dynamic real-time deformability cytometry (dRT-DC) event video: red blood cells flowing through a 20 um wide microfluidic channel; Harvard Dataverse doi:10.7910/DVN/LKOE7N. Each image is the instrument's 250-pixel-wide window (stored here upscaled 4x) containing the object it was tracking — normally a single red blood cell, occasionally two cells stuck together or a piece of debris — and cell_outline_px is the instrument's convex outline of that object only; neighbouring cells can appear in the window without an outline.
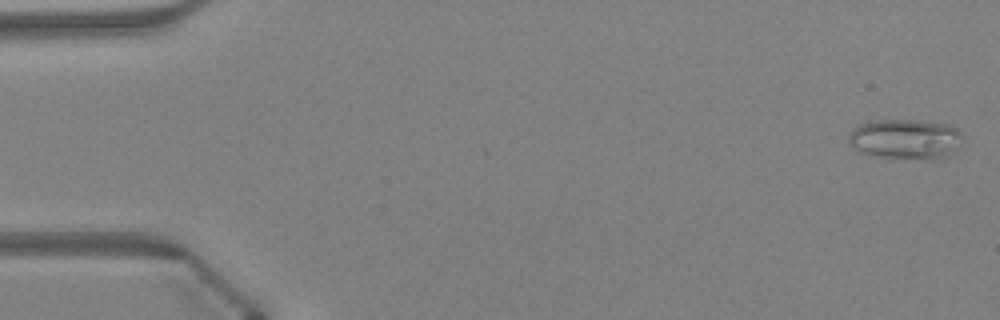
{"species": "Egyptian fruit bat (a non-hibernating species)", "species_latin": "Rousettus aegyptiacus", "temperature_condition": "warm", "stored_images_in_passage": 47, "camera_frame_rate_fps": 3000, "um_per_image_px": 0.085, "animal": {"sex": "female"}, "frame": {"image": 1, "passage_image": 1, "time_ms": 0.0, "image_size_px": [1000, 320], "cell_outline_px": [[964, 136], [952, 148], [940, 156], [884, 156], [860, 152], [848, 144], [848, 132], [856, 124], [868, 120], [916, 120], [948, 124], [956, 128]], "centroid_in_image_um": [76.8, 11.72], "position_along_channel_um": 8.2, "area_um2": 25.43}}
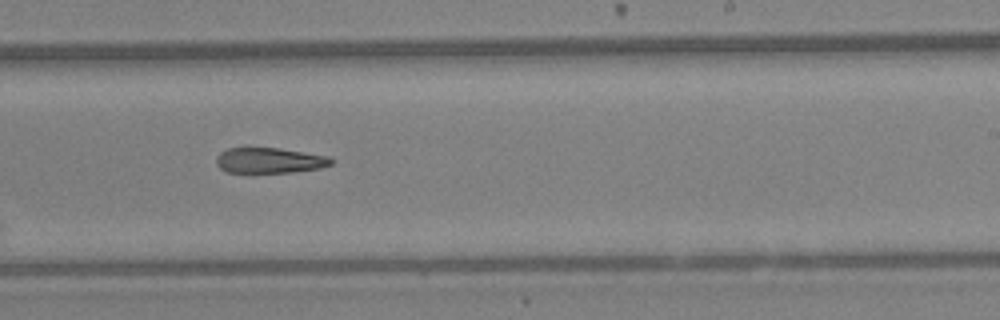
{"frame": {"image": 2, "passage_image": 29, "time_ms": 9.333, "image_size_px": [1000, 320], "cell_outline_px": [[332, 164], [320, 168], [292, 172], [228, 172], [220, 168], [216, 164], [216, 156], [220, 152], [228, 148], [276, 148], [328, 156], [332, 160]], "centroid_in_image_um": [22.87, 13.64], "position_along_channel_um": 266.1, "area_um2": 16.82}}
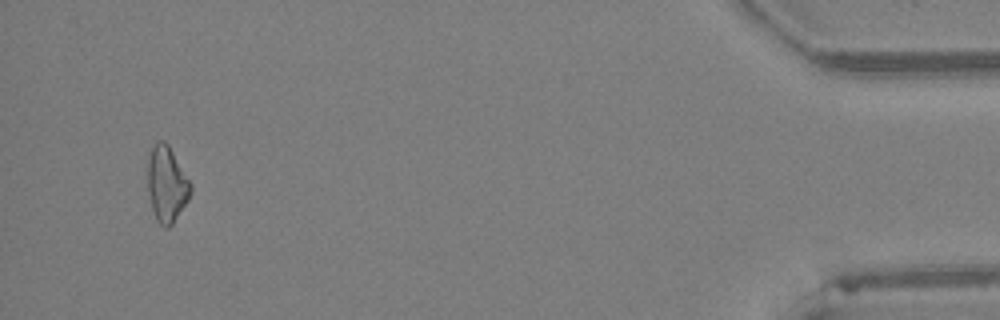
{"frame": {"image": 3, "passage_image": 45, "time_ms": 14.667, "image_size_px": [1000, 320], "cell_outline_px": [[192, 192], [188, 200], [172, 224], [168, 228], [164, 228], [156, 220], [152, 208], [148, 192], [144, 160], [148, 152], [160, 140], [164, 140], [168, 144], [192, 184]], "centroid_in_image_um": [14.13, 15.62], "position_along_channel_um": 421.1, "area_um2": 19.54}}